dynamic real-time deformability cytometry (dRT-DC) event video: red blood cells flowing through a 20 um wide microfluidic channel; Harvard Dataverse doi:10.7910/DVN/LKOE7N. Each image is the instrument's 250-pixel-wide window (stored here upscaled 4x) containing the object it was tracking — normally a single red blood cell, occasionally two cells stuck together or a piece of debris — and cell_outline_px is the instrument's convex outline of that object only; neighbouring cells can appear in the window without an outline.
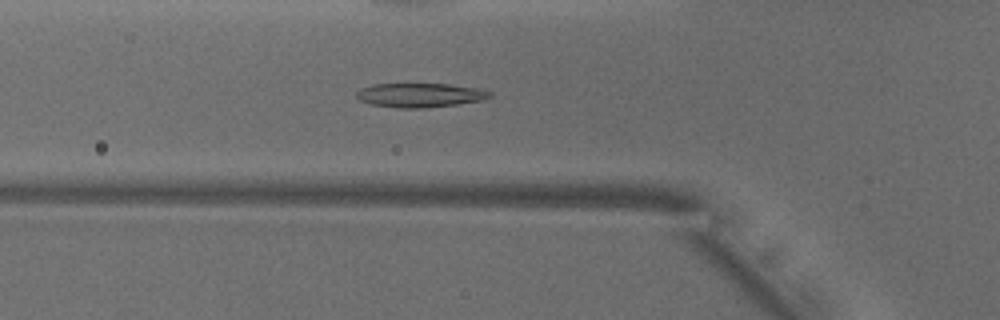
{"species": "common noctule bat (a hibernating species)", "species_latin": "Nyctalus noctula", "temperature_condition": "warm", "stored_images_in_passage": 39, "camera_frame_rate_fps": 3000, "um_per_image_px": 0.085, "animal": {"sex": "male", "body_mass_g": 18.8}, "frame": {"image": 1, "passage_image": 4, "time_ms": 1.0, "image_size_px": [1000, 320], "cell_outline_px": [[492, 96], [484, 100], [456, 104], [420, 108], [400, 108], [372, 104], [360, 100], [356, 96], [356, 92], [360, 88], [372, 84], [448, 84], [476, 88], [488, 92]], "centroid_in_image_um": [35.66, 8.08], "position_along_channel_um": 90.1, "area_um2": 18.5}}
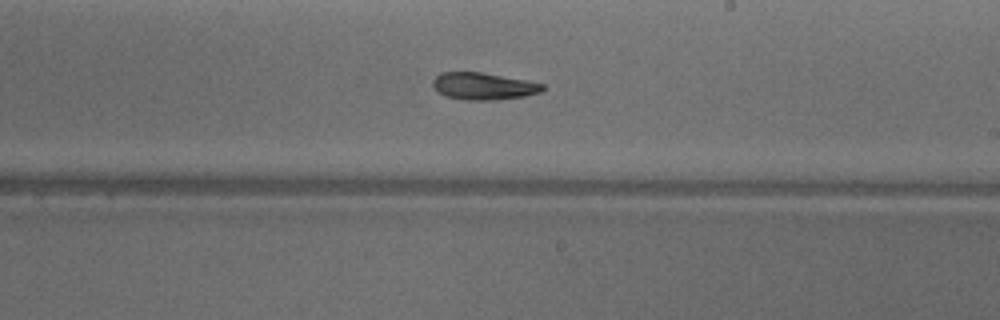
{"frame": {"image": 2, "passage_image": 16, "time_ms": 5.0, "image_size_px": [1000, 320], "cell_outline_px": [[544, 88], [540, 92], [524, 96], [492, 100], [464, 100], [444, 96], [432, 84], [432, 80], [440, 72], [480, 72], [524, 80], [544, 84]], "centroid_in_image_um": [41.06, 7.32], "position_along_channel_um": 247.9, "area_um2": 17.11}}
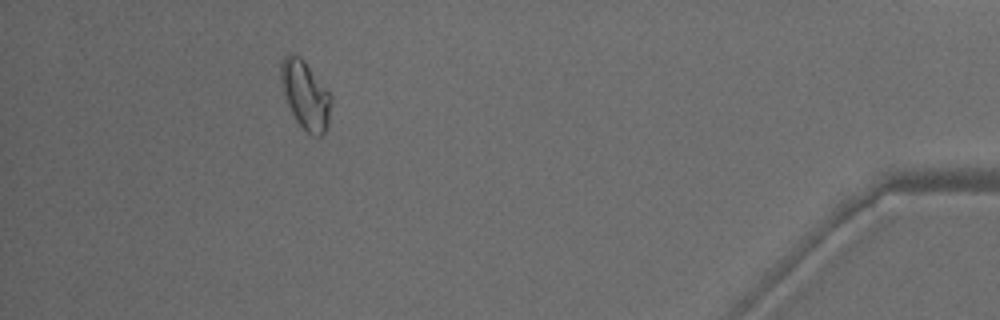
{"frame": {"image": 3, "passage_image": 33, "time_ms": 10.667, "image_size_px": [1000, 320], "cell_outline_px": [[332, 104], [328, 124], [324, 132], [320, 136], [312, 136], [296, 120], [284, 96], [280, 80], [280, 64], [284, 56], [292, 52], [300, 56], [304, 60], [332, 96]], "centroid_in_image_um": [25.95, 8.04], "position_along_channel_um": 409.2, "area_um2": 20.0}, "authors_computed_cell_mechanics": {"area_um2": 17.9758, "velocity_mm_per_s": 3.9271, "shape_relaxation_time_tau1_ms": 6.5716, "shape_relaxation_time_tau2_ms": 7.958, "deformation_change_tau1": 0.184, "deformation_change_tau2": 0.1473}}